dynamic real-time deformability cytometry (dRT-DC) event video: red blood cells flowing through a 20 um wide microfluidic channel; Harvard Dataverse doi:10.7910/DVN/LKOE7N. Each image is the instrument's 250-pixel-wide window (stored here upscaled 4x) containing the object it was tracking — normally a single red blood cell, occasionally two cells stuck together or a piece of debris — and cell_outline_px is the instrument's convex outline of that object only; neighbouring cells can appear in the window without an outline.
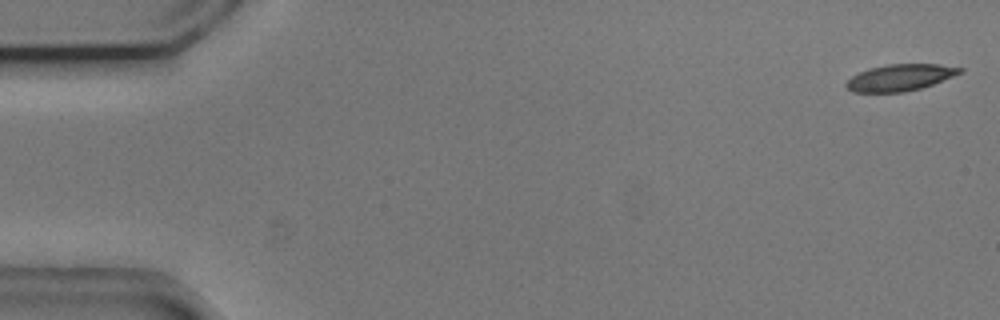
{"species": "common noctule bat (a hibernating species)", "species_latin": "Nyctalus noctula", "temperature_condition": "cold", "stored_images_in_passage": 54, "camera_frame_rate_fps": 3000, "um_per_image_px": 0.085, "animal": {"sex": "male", "body_mass_g": 20.5, "forearm_length_mm": 52.5}, "frame": {"image": 1, "passage_image": 1, "time_ms": 0.0, "image_size_px": [1000, 320], "cell_outline_px": [[964, 72], [932, 84], [920, 88], [904, 92], [852, 92], [844, 84], [852, 76], [868, 68], [888, 64], [940, 64], [964, 68]], "centroid_in_image_um": [76.52, 6.58], "position_along_channel_um": 8.5, "area_um2": 17.57}}
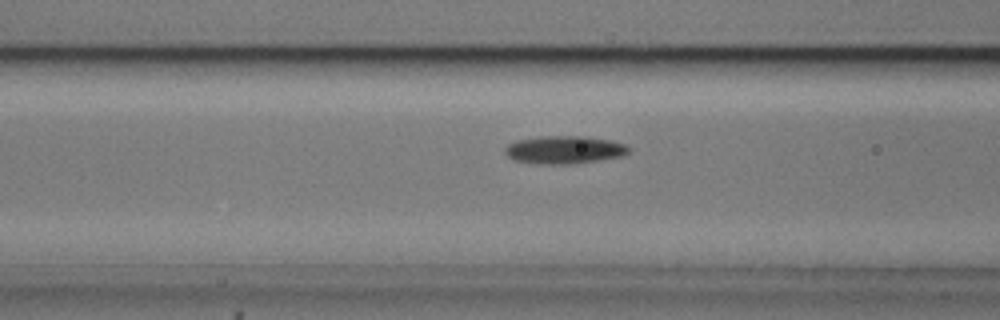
{"frame": {"image": 2, "passage_image": 21, "time_ms": 6.667, "image_size_px": [1000, 320], "cell_outline_px": [[632, 148], [628, 152], [620, 156], [596, 160], [568, 164], [536, 164], [512, 160], [504, 152], [504, 148], [508, 144], [516, 140], [540, 136], [584, 136], [612, 140], [628, 144]], "centroid_in_image_um": [47.95, 12.72], "position_along_channel_um": 118.7, "area_um2": 20.29}}
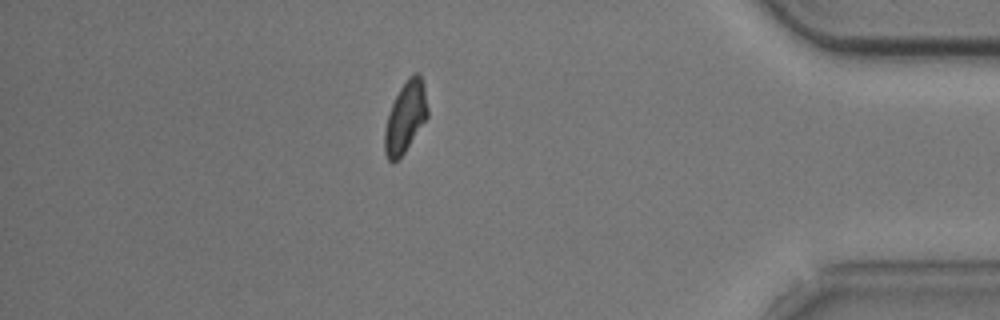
{"frame": {"image": 3, "passage_image": 47, "time_ms": 15.333, "image_size_px": [1000, 320], "cell_outline_px": [[428, 116], [404, 152], [392, 164], [388, 160], [384, 152], [384, 132], [388, 116], [392, 104], [400, 88], [408, 76], [416, 72], [420, 72], [424, 84], [428, 108]], "centroid_in_image_um": [34.47, 9.93], "position_along_channel_um": 400.7, "area_um2": 17.69}, "authors_computed_cell_mechanics": {"area_um2": 18.5538, "velocity_mm_per_s": 3.6994, "shape_relaxation_time_tau1_ms": null, "shape_relaxation_time_tau2_ms": 4.8347, "deformation_change_tau1": null, "deformation_change_tau2": 0.0884}}